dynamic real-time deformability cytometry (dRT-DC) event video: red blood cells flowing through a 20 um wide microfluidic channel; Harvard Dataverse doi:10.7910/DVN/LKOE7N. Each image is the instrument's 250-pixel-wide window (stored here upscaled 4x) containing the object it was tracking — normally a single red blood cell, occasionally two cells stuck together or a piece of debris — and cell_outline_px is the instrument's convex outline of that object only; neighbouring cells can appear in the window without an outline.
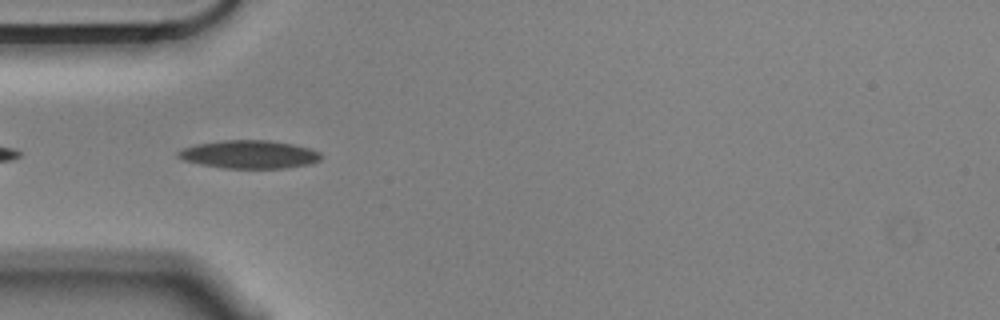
{"species": "Egyptian fruit bat (a non-hibernating species)", "species_latin": "Rousettus aegyptiacus", "temperature_condition": "cold", "stored_images_in_passage": 9, "camera_frame_rate_fps": 3000, "um_per_image_px": 0.085, "animal": {"sex": "male"}, "frame": {"image": 1, "passage_image": 2, "time_ms": 0.333, "image_size_px": [1000, 320], "cell_outline_px": [[324, 156], [320, 160], [312, 164], [288, 168], [224, 168], [200, 164], [184, 160], [176, 156], [176, 152], [184, 148], [196, 144], [224, 140], [268, 140], [292, 144], [312, 148], [320, 152]], "centroid_in_image_um": [21.24, 13.13], "position_along_channel_um": 63.8, "area_um2": 23.64}}
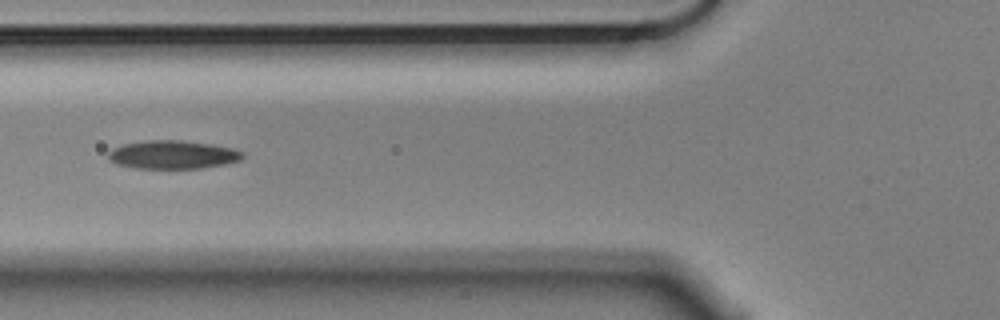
{"frame": {"image": 2, "passage_image": 6, "time_ms": 1.667, "image_size_px": [1000, 320], "cell_outline_px": [[244, 156], [240, 160], [224, 164], [200, 168], [136, 168], [116, 164], [108, 160], [108, 152], [112, 148], [124, 144], [148, 140], [180, 140], [212, 144], [232, 148], [244, 152]], "centroid_in_image_um": [14.67, 13.14], "position_along_channel_um": 111.1, "area_um2": 22.2}}